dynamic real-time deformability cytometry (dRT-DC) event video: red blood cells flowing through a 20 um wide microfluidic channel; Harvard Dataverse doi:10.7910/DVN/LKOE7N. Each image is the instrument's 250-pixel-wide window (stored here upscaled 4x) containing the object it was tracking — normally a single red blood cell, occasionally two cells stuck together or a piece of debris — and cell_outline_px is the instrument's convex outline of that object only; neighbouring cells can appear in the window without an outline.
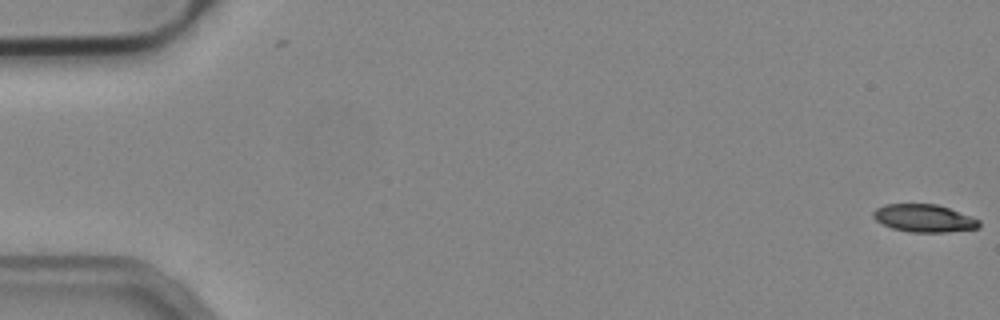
{"species": "common noctule bat (a hibernating species)", "species_latin": "Nyctalus noctula", "temperature_condition": "cold", "stored_images_in_passage": 16, "camera_frame_rate_fps": 3000, "um_per_image_px": 0.085, "animal": {"sex": "male", "body_mass_g": 19.2, "forearm_length_mm": 51.8}, "frame": {"image": 1, "passage_image": 1, "time_ms": 0.0, "image_size_px": [1000, 320], "cell_outline_px": [[980, 228], [944, 232], [908, 232], [892, 228], [876, 220], [872, 216], [872, 212], [876, 208], [884, 204], [936, 204], [972, 216], [980, 220]], "centroid_in_image_um": [78.54, 18.55], "position_along_channel_um": 6.5, "area_um2": 17.11}}
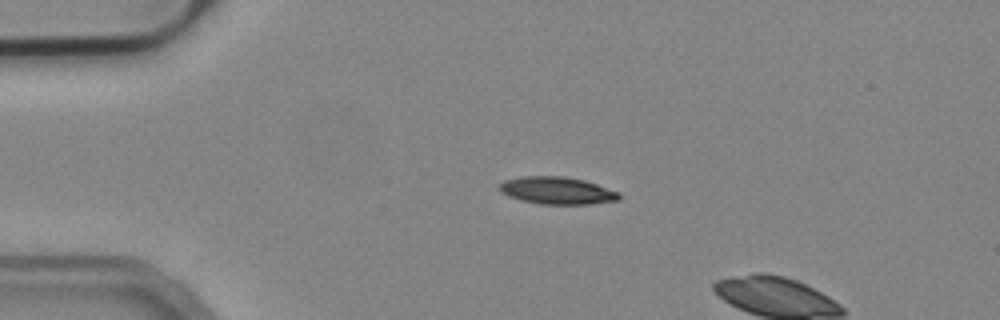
{"frame": {"image": 2, "passage_image": 13, "time_ms": 4.0, "image_size_px": [1000, 320], "cell_outline_px": [[620, 200], [588, 204], [540, 204], [520, 200], [508, 196], [500, 192], [496, 188], [504, 180], [520, 176], [564, 176], [584, 180], [620, 192]], "centroid_in_image_um": [47.31, 16.19], "position_along_channel_um": 37.7, "area_um2": 19.25}}